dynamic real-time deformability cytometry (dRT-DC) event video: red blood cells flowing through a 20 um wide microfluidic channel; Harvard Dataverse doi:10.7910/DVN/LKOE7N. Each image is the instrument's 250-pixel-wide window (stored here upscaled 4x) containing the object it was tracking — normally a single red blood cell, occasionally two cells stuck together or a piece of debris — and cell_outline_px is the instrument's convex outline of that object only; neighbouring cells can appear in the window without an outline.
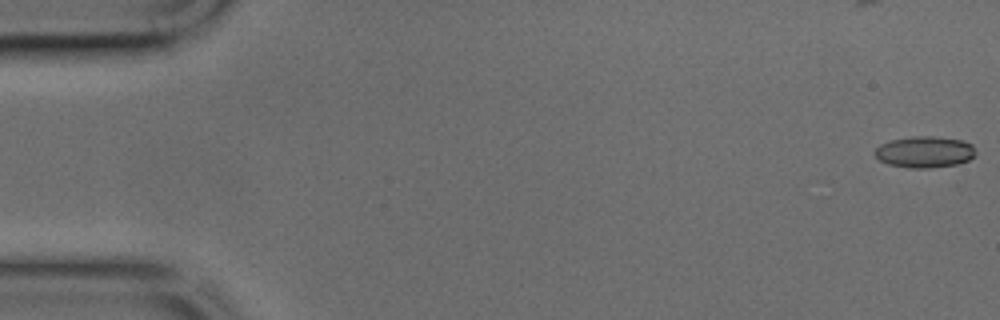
{"species": "common noctule bat (a hibernating species)", "species_latin": "Nyctalus noctula", "temperature_condition": "cold", "stored_images_in_passage": 46, "camera_frame_rate_fps": 3000, "um_per_image_px": 0.085, "animal": {"sex": "male", "body_mass_g": 17.9, "forearm_length_mm": 54.2}, "frame": {"image": 1, "passage_image": 1, "time_ms": 0.0, "image_size_px": [1000, 320], "cell_outline_px": [[976, 156], [968, 160], [956, 164], [928, 168], [908, 168], [888, 164], [880, 160], [872, 152], [880, 144], [892, 140], [912, 136], [932, 136], [960, 140], [972, 144], [976, 152]], "centroid_in_image_um": [78.58, 12.92], "position_along_channel_um": 6.4, "area_um2": 18.44}}
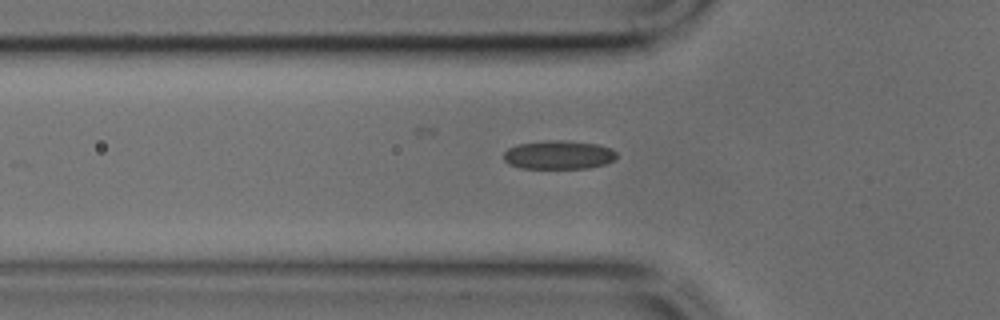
{"frame": {"image": 2, "passage_image": 15, "time_ms": 4.667, "image_size_px": [1000, 320], "cell_outline_px": [[616, 156], [608, 164], [588, 168], [520, 168], [508, 164], [504, 160], [504, 152], [508, 148], [516, 144], [548, 140], [564, 140], [600, 144], [612, 148], [616, 152]], "centroid_in_image_um": [47.49, 13.16], "position_along_channel_um": 78.3, "area_um2": 19.13}}
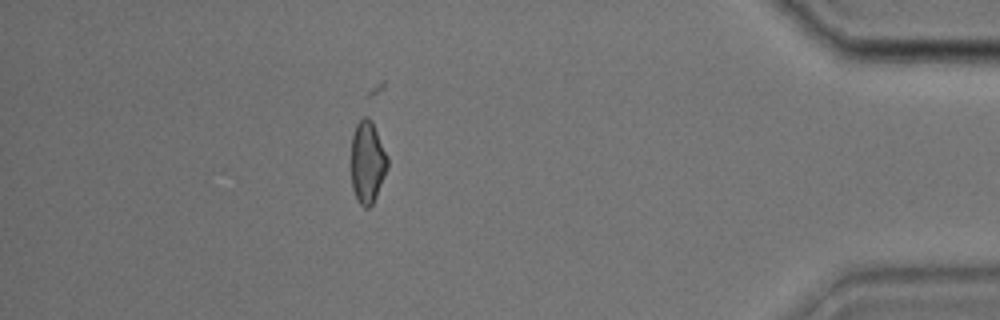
{"frame": {"image": 3, "passage_image": 40, "time_ms": 13.0, "image_size_px": [1000, 320], "cell_outline_px": [[388, 168], [376, 196], [372, 204], [368, 208], [364, 208], [356, 200], [352, 188], [352, 132], [356, 124], [364, 116], [368, 116], [372, 120], [388, 156]], "centroid_in_image_um": [31.24, 13.77], "position_along_channel_um": 404.0, "area_um2": 17.57}}